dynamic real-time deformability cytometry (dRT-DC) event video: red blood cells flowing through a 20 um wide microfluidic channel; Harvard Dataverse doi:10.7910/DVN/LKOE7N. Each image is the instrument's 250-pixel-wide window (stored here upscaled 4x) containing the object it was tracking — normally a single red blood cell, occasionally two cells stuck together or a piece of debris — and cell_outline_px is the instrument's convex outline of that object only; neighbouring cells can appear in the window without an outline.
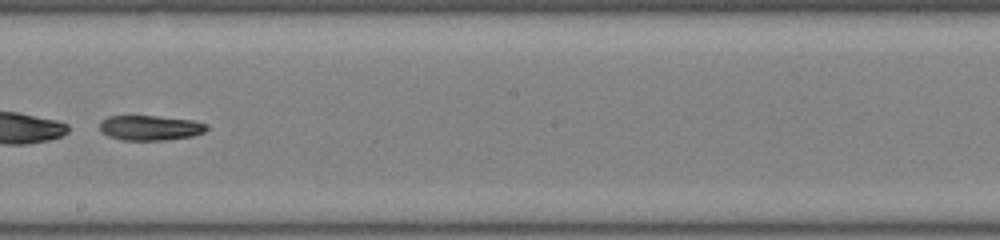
{"species": "common noctule bat (a hibernating species)", "species_latin": "Nyctalus noctula", "temperature_condition": "room temperature", "stored_images_in_passage": 37, "segment_of_instrument_passage": [2, 2], "camera_frame_rate_fps": 3000, "um_per_image_px": 0.085, "animal": {"sex": "male", "body_mass_g": 19.0, "forearm_length_mm": 50.8}, "frame": {"image": 1, "passage_image": 16, "time_ms": 5.0, "image_size_px": [1000, 240], "cell_outline_px": [[208, 128], [204, 132], [192, 136], [164, 140], [120, 140], [108, 136], [100, 132], [100, 120], [108, 116], [156, 116], [192, 120], [208, 124]], "centroid_in_image_um": [12.74, 10.86], "position_along_channel_um": 235.5, "area_um2": 15.66}}
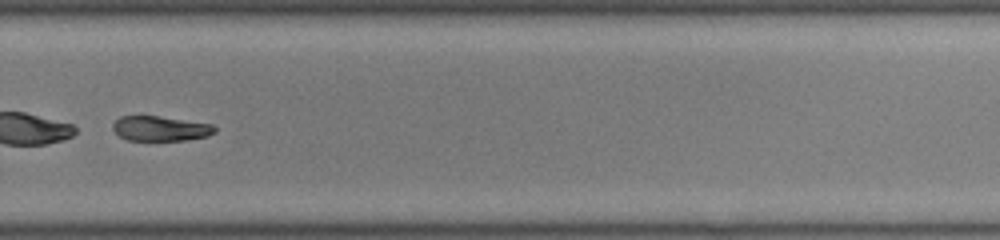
{"frame": {"image": 2, "passage_image": 22, "time_ms": 7.0, "image_size_px": [1000, 240], "cell_outline_px": [[216, 132], [208, 136], [188, 140], [128, 140], [120, 136], [112, 128], [112, 124], [120, 116], [160, 116], [212, 124], [216, 128]], "centroid_in_image_um": [13.66, 10.92], "position_along_channel_um": 316.1, "area_um2": 14.8}}